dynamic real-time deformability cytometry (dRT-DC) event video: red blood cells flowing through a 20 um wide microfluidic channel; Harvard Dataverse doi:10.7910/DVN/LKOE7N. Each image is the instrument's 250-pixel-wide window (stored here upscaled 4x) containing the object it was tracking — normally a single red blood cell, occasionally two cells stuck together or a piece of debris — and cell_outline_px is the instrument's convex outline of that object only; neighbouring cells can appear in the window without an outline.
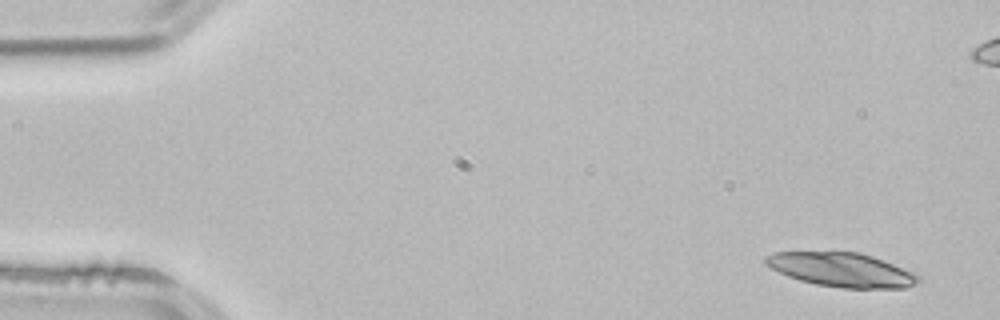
{"species": "common noctule bat (a hibernating species)", "species_latin": "Nyctalus noctula", "temperature_condition": "room temperature", "stored_images_in_passage": 5, "camera_frame_rate_fps": 3000, "um_per_image_px": 0.085, "animal": {"sex": "male", "body_mass_g": 21.5, "forearm_length_mm": 52.0}, "frame": {"image": 1, "passage_image": 1, "time_ms": 0.0, "image_size_px": [1000, 320], "cell_outline_px": [[920, 280], [916, 284], [904, 288], [840, 288], [816, 284], [800, 280], [788, 276], [764, 264], [764, 256], [772, 252], [860, 252], [884, 260], [916, 272], [920, 276]], "centroid_in_image_um": [71.57, 22.93], "position_along_channel_um": 13.4, "area_um2": 30.52}}